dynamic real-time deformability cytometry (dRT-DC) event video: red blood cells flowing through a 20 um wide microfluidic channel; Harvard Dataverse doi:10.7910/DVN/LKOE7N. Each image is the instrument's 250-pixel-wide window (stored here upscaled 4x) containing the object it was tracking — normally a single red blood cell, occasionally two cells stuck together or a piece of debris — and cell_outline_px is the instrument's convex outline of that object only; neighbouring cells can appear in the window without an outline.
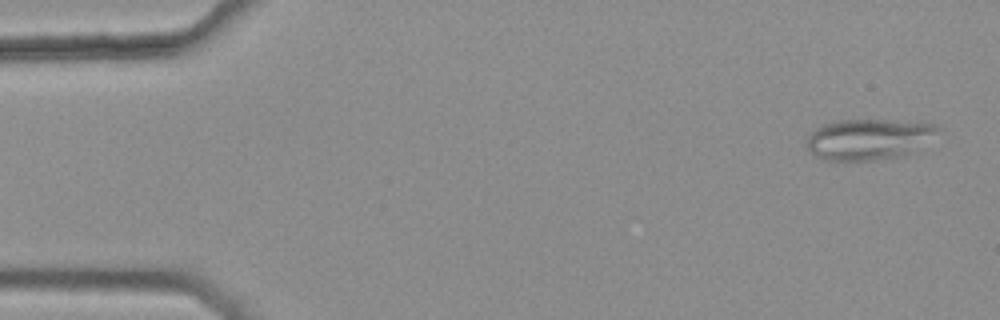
{"species": "common noctule bat (a hibernating species)", "species_latin": "Nyctalus noctula", "temperature_condition": "warm", "stored_images_in_passage": 5, "camera_frame_rate_fps": 3000, "um_per_image_px": 0.085, "animal": {"sex": "female", "body_mass_g": 25.1}, "frame": {"image": 1, "passage_image": 1, "time_ms": 0.0, "image_size_px": [1000, 320], "cell_outline_px": [[940, 128], [908, 152], [896, 156], [872, 160], [824, 160], [816, 156], [804, 144], [808, 132], [824, 124], [840, 120], [888, 120], [932, 124]], "centroid_in_image_um": [73.64, 11.82], "position_along_channel_um": 11.4, "area_um2": 30.17}}